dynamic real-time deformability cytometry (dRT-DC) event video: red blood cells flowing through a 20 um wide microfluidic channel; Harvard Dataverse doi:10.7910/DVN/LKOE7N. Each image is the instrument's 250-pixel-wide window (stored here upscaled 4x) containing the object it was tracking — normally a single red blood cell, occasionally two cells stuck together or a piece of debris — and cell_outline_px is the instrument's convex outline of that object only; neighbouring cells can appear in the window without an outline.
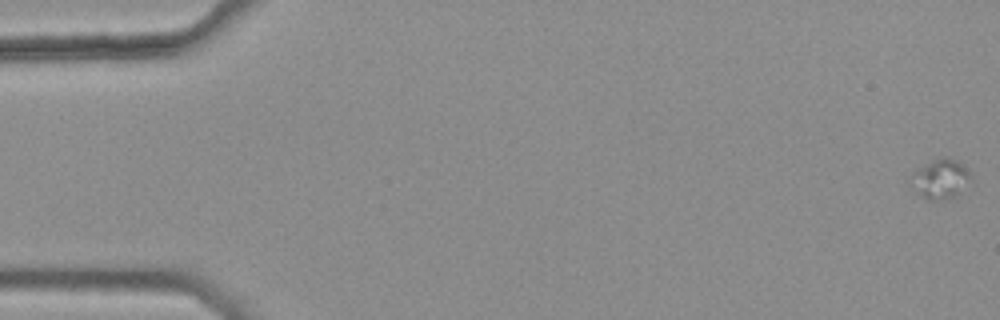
{"species": "common noctule bat (a hibernating species)", "species_latin": "Nyctalus noctula", "temperature_condition": "warm", "stored_images_in_passage": 6, "camera_frame_rate_fps": 3000, "um_per_image_px": 0.085, "animal": {"sex": "female", "body_mass_g": 25.1}, "frame": {"image": 1, "passage_image": 1, "time_ms": 0.0, "image_size_px": [1000, 320], "cell_outline_px": [[972, 180], [956, 196], [940, 200], [928, 200], [920, 196], [908, 184], [916, 172], [920, 168], [940, 156], [944, 156], [956, 160], [964, 164], [968, 168], [972, 176]], "centroid_in_image_um": [79.98, 15.22], "position_along_channel_um": 5.0, "area_um2": 13.93}}